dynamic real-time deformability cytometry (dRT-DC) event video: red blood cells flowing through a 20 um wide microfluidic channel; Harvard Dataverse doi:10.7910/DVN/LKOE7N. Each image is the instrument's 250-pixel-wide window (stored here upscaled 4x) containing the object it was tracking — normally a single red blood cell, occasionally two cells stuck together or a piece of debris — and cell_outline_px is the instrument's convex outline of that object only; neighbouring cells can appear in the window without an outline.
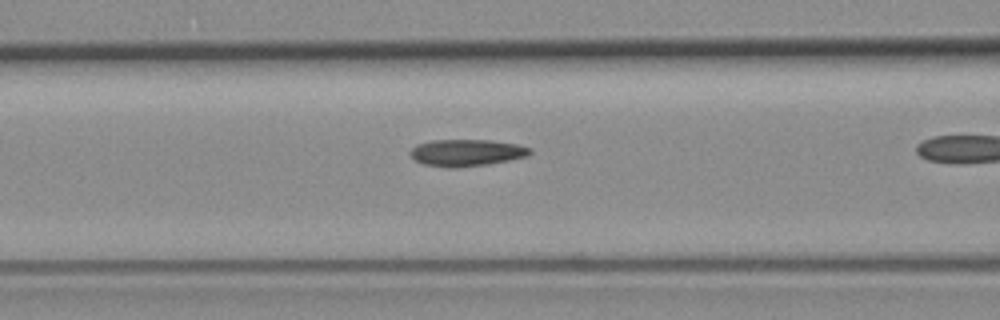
{"species": "common noctule bat (a hibernating species)", "species_latin": "Nyctalus noctula", "temperature_condition": "room temperature", "stored_images_in_passage": 21, "camera_frame_rate_fps": 3000, "um_per_image_px": 0.085, "animal": {"sex": "female", "body_mass_g": 19.3, "forearm_length_mm": 54.1}, "frame": {"image": 1, "passage_image": 10, "time_ms": 3.0, "image_size_px": [1000, 320], "cell_outline_px": [[532, 152], [528, 156], [488, 164], [456, 168], [448, 168], [424, 164], [416, 160], [408, 152], [416, 144], [432, 140], [492, 140], [516, 144], [532, 148]], "centroid_in_image_um": [39.66, 12.98], "position_along_channel_um": 126.9, "area_um2": 18.79}}